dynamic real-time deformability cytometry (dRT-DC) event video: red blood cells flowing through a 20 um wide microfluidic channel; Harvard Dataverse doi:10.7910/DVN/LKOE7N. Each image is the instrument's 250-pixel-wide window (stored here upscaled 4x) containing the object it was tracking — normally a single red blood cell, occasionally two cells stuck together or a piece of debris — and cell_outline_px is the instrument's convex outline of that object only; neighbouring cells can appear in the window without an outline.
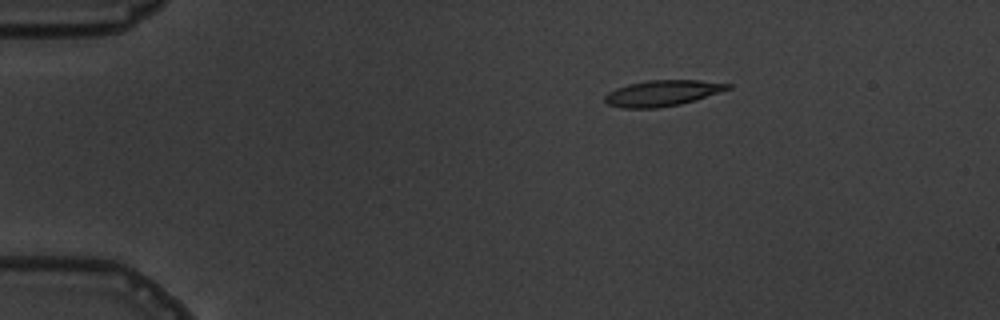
{"species": "common noctule bat (a hibernating species)", "species_latin": "Nyctalus noctula", "temperature_condition": "warm", "stored_images_in_passage": 3, "camera_frame_rate_fps": 3000, "um_per_image_px": 0.085, "animal": {"sex": "male", "body_mass_g": 19.5, "forearm_length_mm": 54.6}, "frame": {"image": 1, "passage_image": 1, "time_ms": 0.0, "image_size_px": [1000, 320], "cell_outline_px": [[732, 88], [696, 100], [680, 104], [656, 108], [624, 108], [608, 104], [604, 100], [604, 96], [608, 92], [616, 88], [628, 84], [648, 80], [700, 80], [732, 84]], "centroid_in_image_um": [56.31, 7.91], "position_along_channel_um": 28.7, "area_um2": 18.55}}